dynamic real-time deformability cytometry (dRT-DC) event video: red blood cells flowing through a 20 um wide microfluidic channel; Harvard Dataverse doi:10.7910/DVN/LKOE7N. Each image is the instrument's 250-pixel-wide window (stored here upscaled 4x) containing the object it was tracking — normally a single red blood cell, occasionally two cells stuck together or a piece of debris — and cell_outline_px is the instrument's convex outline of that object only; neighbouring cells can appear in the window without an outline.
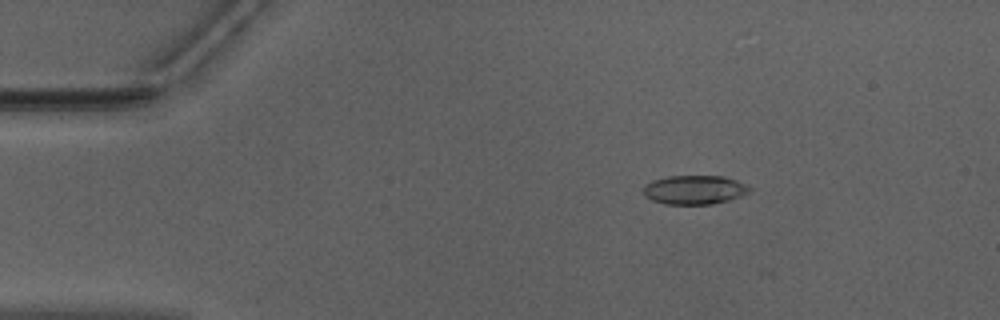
{"species": "Egyptian fruit bat (a non-hibernating species)", "species_latin": "Rousettus aegyptiacus", "temperature_condition": "warm", "stored_images_in_passage": 4, "camera_frame_rate_fps": 3000, "um_per_image_px": 0.085, "animal": {"sex": "male"}, "frame": {"image": 1, "passage_image": 3, "time_ms": 0.667, "image_size_px": [1000, 320], "cell_outline_px": [[752, 188], [748, 192], [740, 196], [728, 200], [712, 204], [664, 204], [652, 200], [644, 196], [644, 184], [652, 180], [668, 176], [724, 176], [748, 184]], "centroid_in_image_um": [59.02, 16.12], "position_along_channel_um": 26.0, "area_um2": 18.03}}